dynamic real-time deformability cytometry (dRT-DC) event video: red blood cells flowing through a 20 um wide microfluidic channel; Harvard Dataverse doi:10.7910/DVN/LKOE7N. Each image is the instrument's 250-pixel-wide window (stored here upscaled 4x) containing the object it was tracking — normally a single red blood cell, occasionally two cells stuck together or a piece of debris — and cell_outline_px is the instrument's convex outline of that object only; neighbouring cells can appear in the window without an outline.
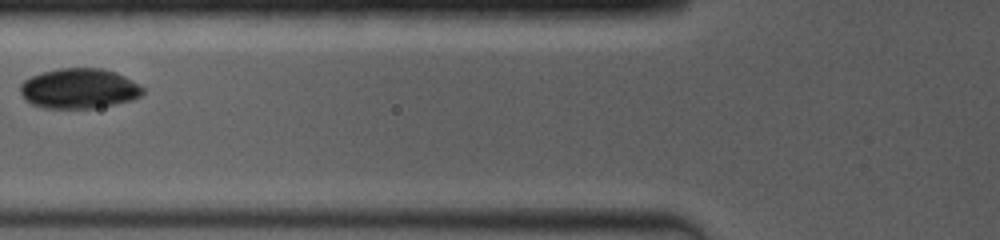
{"species": "common noctule bat (a hibernating species)", "species_latin": "Nyctalus noctula", "temperature_condition": "room temperature", "stored_images_in_passage": 14, "camera_frame_rate_fps": 4000, "um_per_image_px": 0.085, "animal": {"sex": "female", "body_mass_g": 19.0, "forearm_length_mm": 53.3}, "frame": {"image": 1, "passage_image": 4, "time_ms": 1.5, "image_size_px": [1000, 240], "cell_outline_px": [[144, 92], [140, 96], [132, 100], [116, 104], [92, 108], [40, 108], [24, 100], [20, 92], [20, 84], [24, 80], [40, 72], [60, 68], [100, 68], [116, 72], [124, 76], [144, 88]], "centroid_in_image_um": [6.69, 7.53], "position_along_channel_um": 119.1, "area_um2": 28.78}}
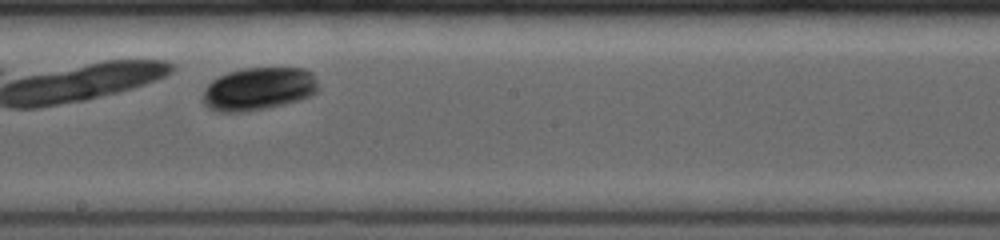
{"frame": {"image": 2, "passage_image": 10, "time_ms": 4.25, "image_size_px": [1000, 240], "cell_outline_px": [[320, 88], [312, 96], [284, 104], [268, 108], [248, 112], [216, 112], [208, 108], [204, 104], [204, 88], [216, 76], [228, 72], [244, 68], [304, 68], [312, 72]], "centroid_in_image_um": [21.98, 7.56], "position_along_channel_um": 226.2, "area_um2": 29.25}}
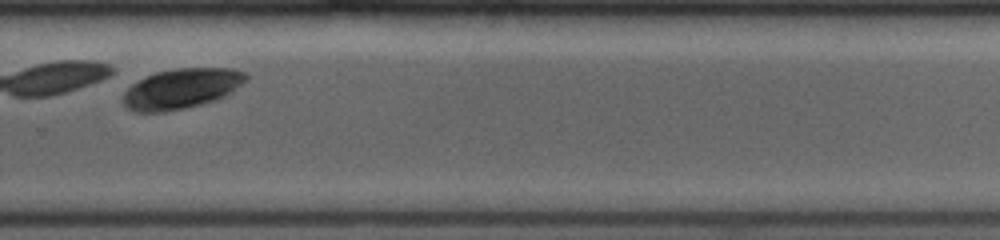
{"frame": {"image": 3, "passage_image": 14, "time_ms": 6.5, "image_size_px": [1000, 240], "cell_outline_px": [[248, 76], [240, 84], [224, 96], [216, 100], [184, 108], [164, 112], [136, 112], [128, 108], [124, 104], [124, 92], [132, 84], [156, 72], [176, 68], [232, 68], [244, 72]], "centroid_in_image_um": [15.41, 7.53], "position_along_channel_um": 314.4, "area_um2": 28.26}}